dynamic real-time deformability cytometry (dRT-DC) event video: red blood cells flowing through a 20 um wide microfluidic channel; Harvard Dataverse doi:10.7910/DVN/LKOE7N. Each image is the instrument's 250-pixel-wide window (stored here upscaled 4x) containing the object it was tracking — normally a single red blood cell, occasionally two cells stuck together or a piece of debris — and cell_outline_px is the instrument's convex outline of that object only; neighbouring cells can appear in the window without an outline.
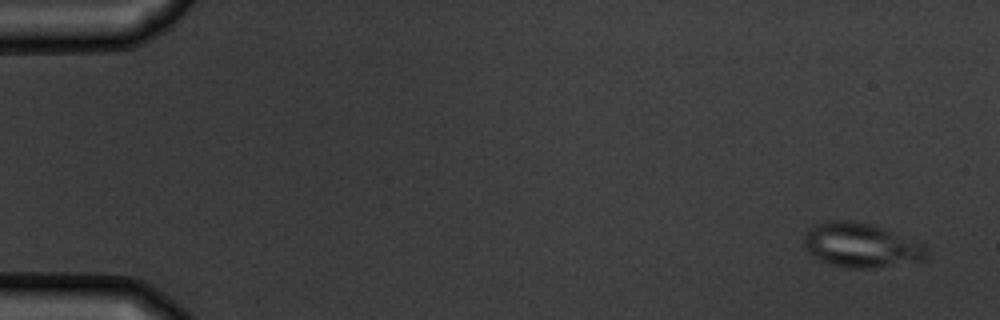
{"species": "common noctule bat (a hibernating species)", "species_latin": "Nyctalus noctula", "temperature_condition": "warm", "stored_images_in_passage": 5, "camera_frame_rate_fps": 3000, "um_per_image_px": 0.085, "animal": {"sex": "male", "body_mass_g": 19.5, "forearm_length_mm": 54.6}, "frame": {"image": 1, "passage_image": 1, "time_ms": 0.0, "image_size_px": [1000, 320], "cell_outline_px": [[928, 252], [920, 260], [872, 268], [848, 268], [832, 264], [820, 260], [812, 256], [804, 248], [804, 236], [812, 224], [824, 220], [852, 220], [868, 224], [880, 228], [924, 244], [928, 248]], "centroid_in_image_um": [73.09, 20.83], "position_along_channel_um": 11.9, "area_um2": 31.33}}